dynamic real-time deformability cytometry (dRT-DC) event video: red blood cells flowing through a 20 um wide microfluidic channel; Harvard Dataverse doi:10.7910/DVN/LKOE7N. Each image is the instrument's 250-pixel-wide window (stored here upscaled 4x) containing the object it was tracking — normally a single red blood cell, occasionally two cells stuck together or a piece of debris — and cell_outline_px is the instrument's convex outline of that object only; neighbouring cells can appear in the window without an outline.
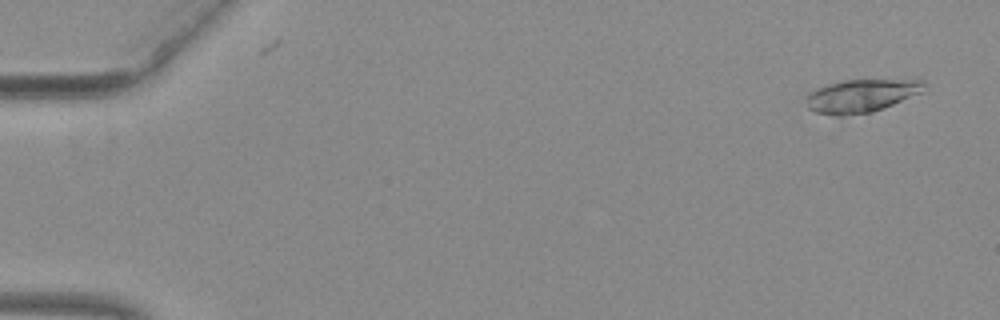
{"species": "common noctule bat (a hibernating species)", "species_latin": "Nyctalus noctula", "temperature_condition": "warm", "stored_images_in_passage": 5, "camera_frame_rate_fps": 3000, "um_per_image_px": 0.085, "animal": {"sex": "female", "body_mass_g": 29.2, "forearm_length_mm": 56.3}, "frame": {"image": 1, "passage_image": 3, "time_ms": 0.667, "image_size_px": [1000, 320], "cell_outline_px": [[928, 84], [920, 92], [884, 108], [872, 112], [844, 116], [832, 116], [816, 112], [808, 108], [808, 92], [816, 88], [828, 84], [844, 80], [916, 76], [924, 80]], "centroid_in_image_um": [73.33, 8.08], "position_along_channel_um": 11.7, "area_um2": 23.7}}